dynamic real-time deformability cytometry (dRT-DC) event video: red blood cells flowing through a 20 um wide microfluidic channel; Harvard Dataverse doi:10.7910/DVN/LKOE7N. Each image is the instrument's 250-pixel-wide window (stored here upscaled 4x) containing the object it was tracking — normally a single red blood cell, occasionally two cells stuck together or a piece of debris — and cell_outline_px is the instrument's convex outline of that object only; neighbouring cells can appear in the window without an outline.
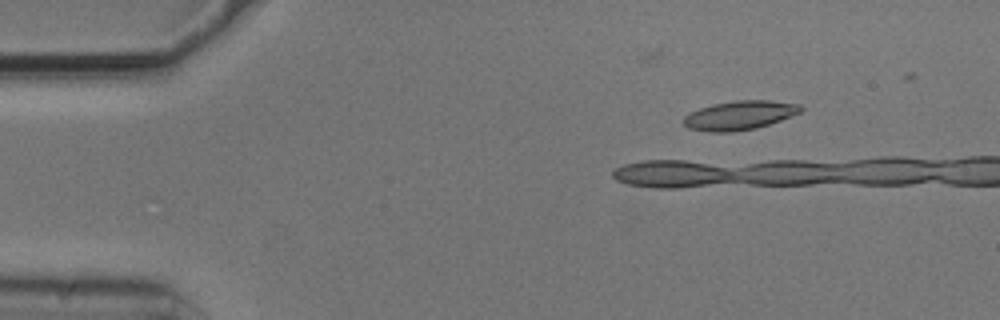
{"species": "common noctule bat (a hibernating species)", "species_latin": "Nyctalus noctula", "temperature_condition": "cold", "stored_images_in_passage": 5, "camera_frame_rate_fps": 3000, "um_per_image_px": 0.085, "animal": {"sex": "male", "body_mass_g": 20.5, "forearm_length_mm": 52.5}, "frame": {"image": 1, "passage_image": 2, "time_ms": 0.333, "image_size_px": [1000, 320], "cell_outline_px": [[804, 108], [800, 112], [780, 120], [756, 128], [732, 132], [708, 132], [688, 128], [684, 124], [684, 116], [688, 112], [712, 104], [736, 100], [768, 100], [800, 104]], "centroid_in_image_um": [62.84, 9.8], "position_along_channel_um": 22.2, "area_um2": 19.83}}